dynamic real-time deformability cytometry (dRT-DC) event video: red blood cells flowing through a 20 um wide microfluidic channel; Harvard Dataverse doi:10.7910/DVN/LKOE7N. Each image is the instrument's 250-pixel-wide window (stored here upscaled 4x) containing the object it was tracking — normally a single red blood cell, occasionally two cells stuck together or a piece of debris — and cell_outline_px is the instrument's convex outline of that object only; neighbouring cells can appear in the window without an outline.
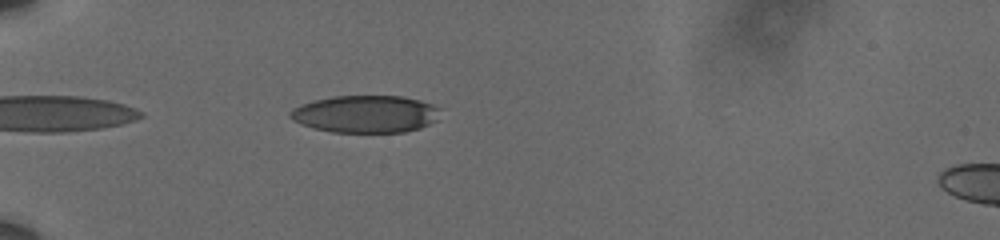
{"species": "human", "species_latin": "Homo sapiens", "temperature_condition": "cold", "stored_images_in_passage": 43, "camera_frame_rate_fps": 3000, "um_per_image_px": 0.085, "donor": {"sex": "male"}, "frame": {"image": 1, "passage_image": 3, "time_ms": 0.667, "image_size_px": [1000, 240], "cell_outline_px": [[440, 108], [436, 120], [420, 128], [404, 132], [332, 132], [312, 128], [300, 124], [292, 120], [288, 116], [288, 112], [292, 108], [300, 104], [312, 100], [332, 96], [404, 96], [420, 100], [432, 104]], "centroid_in_image_um": [31.02, 9.69], "position_along_channel_um": 54.0, "area_um2": 32.95}}
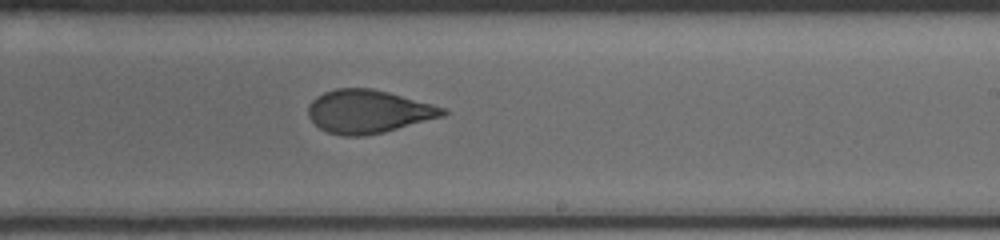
{"frame": {"image": 2, "passage_image": 22, "time_ms": 7.0, "image_size_px": [1000, 240], "cell_outline_px": [[448, 112], [444, 116], [384, 132], [364, 136], [340, 136], [328, 132], [320, 128], [308, 116], [308, 104], [316, 96], [324, 92], [336, 88], [372, 88], [388, 92], [448, 108]], "centroid_in_image_um": [31.31, 9.48], "position_along_channel_um": 257.7, "area_um2": 34.04}}
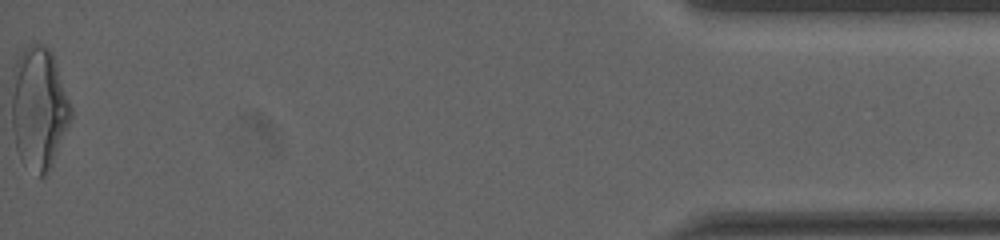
{"frame": {"image": 3, "passage_image": 43, "time_ms": 14.0, "image_size_px": [1000, 240], "cell_outline_px": [[72, 116], [52, 164], [48, 172], [44, 176], [40, 176], [20, 160], [16, 148], [12, 128], [12, 72], [16, 56], [24, 48], [32, 44], [44, 44], [52, 52], [72, 108]], "centroid_in_image_um": [3.28, 9.16], "position_along_channel_um": 431.9, "area_um2": 42.25}, "authors_computed_cell_mechanics": {"area_um2": 34.3332, "velocity_mm_per_s": 3.6314, "shape_relaxation_time_tau1_ms": 9.3156, "shape_relaxation_time_tau2_ms": 1.2391, "deformation_change_tau1": 0.1964, "deformation_change_tau2": 0.0845}}